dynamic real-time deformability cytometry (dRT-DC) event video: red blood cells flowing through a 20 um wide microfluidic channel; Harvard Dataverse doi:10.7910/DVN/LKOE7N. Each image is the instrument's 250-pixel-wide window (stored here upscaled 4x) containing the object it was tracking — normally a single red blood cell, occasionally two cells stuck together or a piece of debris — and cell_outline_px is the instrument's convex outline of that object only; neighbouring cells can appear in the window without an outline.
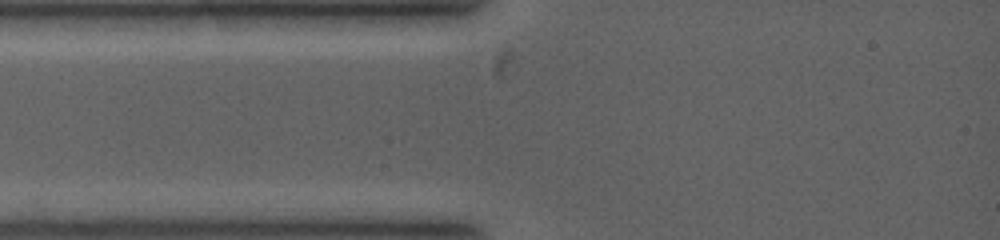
{"species": "common noctule bat (a hibernating species)", "species_latin": "Nyctalus noctula", "temperature_condition": "warm", "stored_images_in_passage": 2, "camera_frame_rate_fps": 5000, "um_per_image_px": 0.085, "animal": {"sex": "female", "body_mass_g": 19.0, "forearm_length_mm": 53.3}, "frame": {"image": 1, "passage_image": 2, "time_ms": 0.2, "image_size_px": [1000, 240], "cell_outline_px": [[544, 16], [520, 68], [516, 76], [508, 80], [496, 80], [492, 76], [480, 56], [496, 44], [524, 24], [540, 16]], "centroid_in_image_um": [43.44, 4.37], "position_along_channel_um": 41.6, "area_um2": 13.35}}